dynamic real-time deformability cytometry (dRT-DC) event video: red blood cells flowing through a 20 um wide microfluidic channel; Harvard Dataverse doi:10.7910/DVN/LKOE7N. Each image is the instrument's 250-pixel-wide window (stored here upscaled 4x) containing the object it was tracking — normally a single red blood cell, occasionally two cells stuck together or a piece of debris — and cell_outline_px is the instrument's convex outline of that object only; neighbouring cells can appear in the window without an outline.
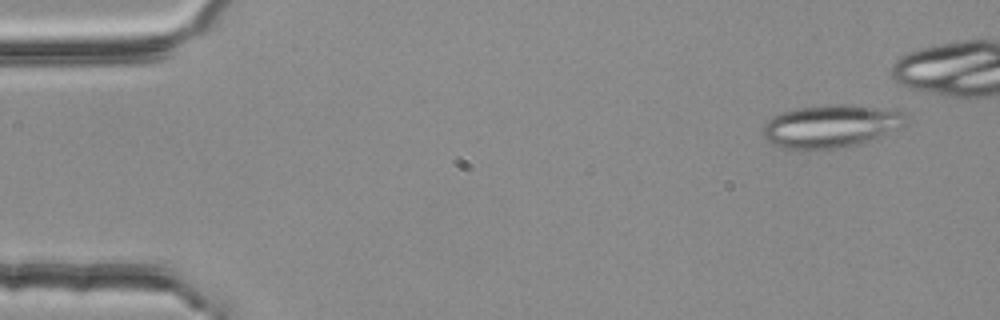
{"species": "common noctule bat (a hibernating species)", "species_latin": "Nyctalus noctula", "temperature_condition": "room temperature", "stored_images_in_passage": 42, "segment_of_instrument_passage": [1, 2], "camera_frame_rate_fps": 3000, "um_per_image_px": 0.085, "animal": {"sex": "female", "body_mass_g": 25.1}, "frame": {"image": 1, "passage_image": 2, "time_ms": 0.333, "image_size_px": [1000, 320], "cell_outline_px": [[912, 120], [904, 128], [856, 144], [836, 148], [808, 152], [800, 152], [784, 148], [772, 144], [764, 140], [760, 132], [764, 124], [772, 116], [784, 112], [800, 108], [832, 104], [840, 104], [896, 108], [904, 112]], "centroid_in_image_um": [70.66, 10.74], "position_along_channel_um": 14.3, "area_um2": 36.99}}